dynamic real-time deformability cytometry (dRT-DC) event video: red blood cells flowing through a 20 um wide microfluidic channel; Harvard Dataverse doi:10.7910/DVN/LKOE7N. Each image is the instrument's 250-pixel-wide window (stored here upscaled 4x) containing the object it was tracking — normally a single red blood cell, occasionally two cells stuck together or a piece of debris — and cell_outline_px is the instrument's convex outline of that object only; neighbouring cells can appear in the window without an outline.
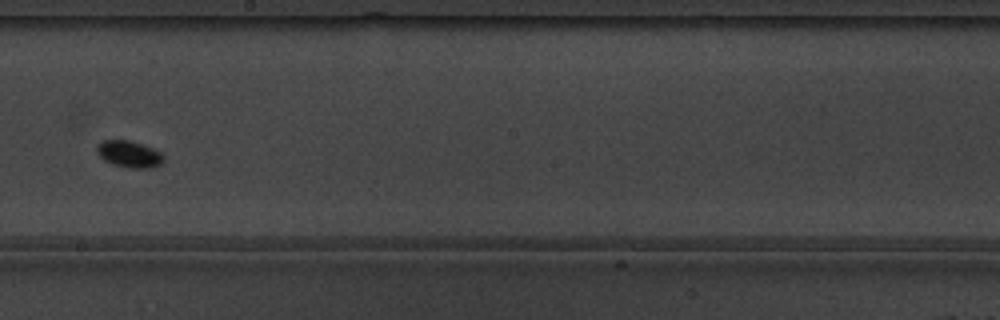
{"species": "common noctule bat (a hibernating species)", "species_latin": "Nyctalus noctula", "temperature_condition": "warm", "stored_images_in_passage": 10, "camera_frame_rate_fps": 3000, "um_per_image_px": 0.085, "animal": {"sex": "male", "body_mass_g": 19.5, "forearm_length_mm": 54.6}, "frame": {"image": 1, "passage_image": 9, "time_ms": 2.667, "image_size_px": [1000, 320], "cell_outline_px": [[164, 160], [160, 164], [152, 168], [128, 168], [112, 164], [104, 160], [96, 152], [96, 144], [104, 140], [128, 140], [152, 148], [160, 152], [164, 156]], "centroid_in_image_um": [10.96, 13.11], "position_along_channel_um": 237.2, "area_um2": 10.4}}